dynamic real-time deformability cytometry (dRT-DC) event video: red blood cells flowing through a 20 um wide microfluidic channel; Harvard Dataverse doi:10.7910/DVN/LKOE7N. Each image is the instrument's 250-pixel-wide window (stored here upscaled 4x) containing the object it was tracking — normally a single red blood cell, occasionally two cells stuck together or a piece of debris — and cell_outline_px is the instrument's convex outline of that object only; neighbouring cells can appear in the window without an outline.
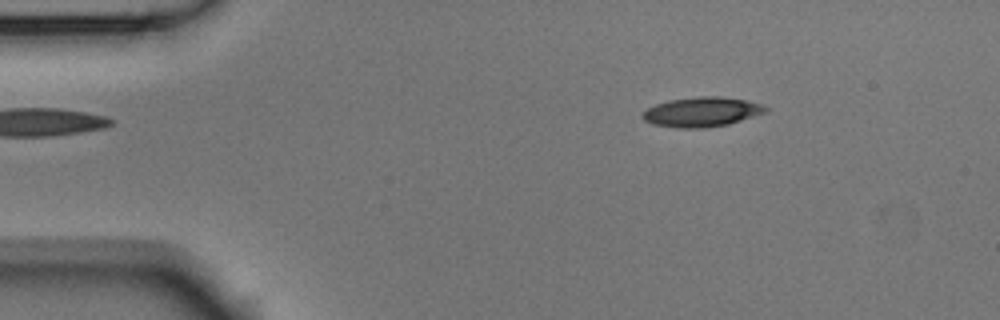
{"species": "Egyptian fruit bat (a non-hibernating species)", "species_latin": "Rousettus aegyptiacus", "temperature_condition": "room temperature", "stored_images_in_passage": 3, "camera_frame_rate_fps": 3000, "um_per_image_px": 0.085, "animal": {"sex": "male"}, "frame": {"image": 1, "passage_image": 1, "time_ms": 0.0, "image_size_px": [1000, 320], "cell_outline_px": [[768, 112], [728, 124], [704, 128], [676, 128], [652, 124], [644, 120], [640, 116], [648, 108], [656, 104], [668, 100], [700, 96], [720, 96], [748, 100], [764, 104], [768, 108]], "centroid_in_image_um": [59.68, 9.51], "position_along_channel_um": 25.3, "area_um2": 21.5}}